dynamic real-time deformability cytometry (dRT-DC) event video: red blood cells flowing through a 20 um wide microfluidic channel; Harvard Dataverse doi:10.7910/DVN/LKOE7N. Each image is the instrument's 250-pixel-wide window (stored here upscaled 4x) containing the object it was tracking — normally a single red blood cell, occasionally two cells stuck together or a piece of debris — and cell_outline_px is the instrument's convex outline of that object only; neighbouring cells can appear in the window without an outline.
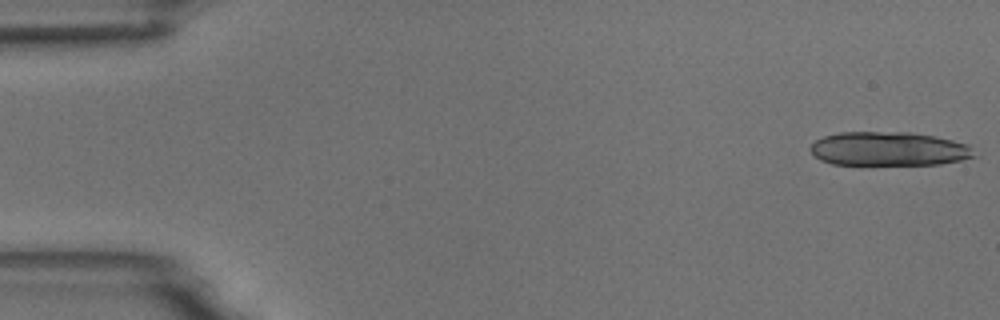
{"species": "common noctule bat (a hibernating species)", "species_latin": "Nyctalus noctula", "temperature_condition": "room temperature", "stored_images_in_passage": 15, "camera_frame_rate_fps": 3000, "um_per_image_px": 0.085, "animal": {"sex": "male", "body_mass_g": 18.8}, "frame": {"image": 1, "passage_image": 1, "time_ms": 0.0, "image_size_px": [1000, 320], "cell_outline_px": [[976, 156], [960, 160], [940, 164], [832, 164], [820, 160], [808, 148], [816, 140], [824, 136], [840, 132], [908, 132], [936, 136], [968, 144], [972, 148]], "centroid_in_image_um": [75.55, 12.64], "position_along_channel_um": 9.5, "area_um2": 32.31}}